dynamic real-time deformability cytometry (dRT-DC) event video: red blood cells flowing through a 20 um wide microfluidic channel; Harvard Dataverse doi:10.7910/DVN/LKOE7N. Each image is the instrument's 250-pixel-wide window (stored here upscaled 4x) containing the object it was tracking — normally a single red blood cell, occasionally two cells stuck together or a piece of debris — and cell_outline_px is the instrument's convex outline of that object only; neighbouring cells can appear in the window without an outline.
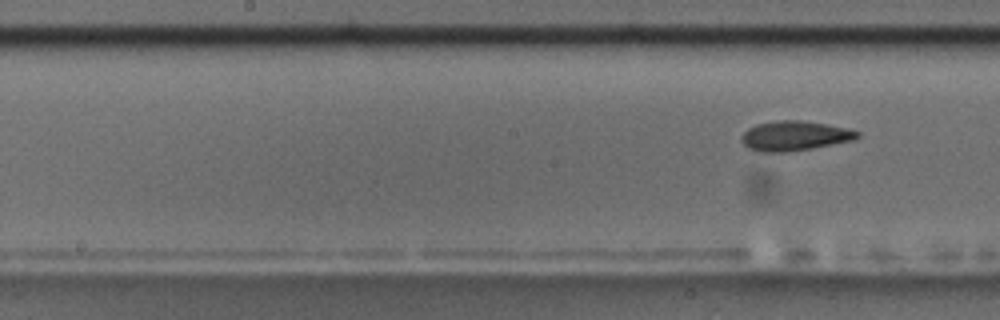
{"species": "common noctule bat (a hibernating species)", "species_latin": "Nyctalus noctula", "temperature_condition": "room temperature", "stored_images_in_passage": 9, "camera_frame_rate_fps": 3000, "um_per_image_px": 0.085, "animal": {"sex": "male", "body_mass_g": 17.5, "forearm_length_mm": 52.3}, "frame": {"image": 1, "passage_image": 9, "time_ms": 10.333, "image_size_px": [1000, 320], "cell_outline_px": [[860, 136], [856, 140], [812, 148], [788, 152], [760, 152], [748, 148], [740, 140], [740, 136], [748, 128], [756, 124], [780, 120], [800, 120], [848, 128], [860, 132]], "centroid_in_image_um": [67.54, 11.55], "position_along_channel_um": 180.7, "area_um2": 20.17}}